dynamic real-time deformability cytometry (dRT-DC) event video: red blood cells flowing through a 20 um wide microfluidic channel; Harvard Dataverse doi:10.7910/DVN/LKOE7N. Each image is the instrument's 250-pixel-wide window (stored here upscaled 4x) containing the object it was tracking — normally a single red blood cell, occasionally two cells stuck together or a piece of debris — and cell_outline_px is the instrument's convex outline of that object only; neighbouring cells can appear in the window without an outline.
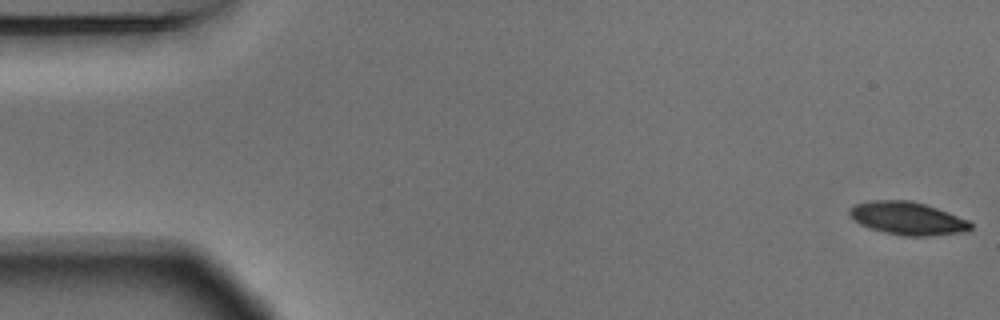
{"species": "Egyptian fruit bat (a non-hibernating species)", "species_latin": "Rousettus aegyptiacus", "temperature_condition": "warm", "stored_images_in_passage": 55, "camera_frame_rate_fps": 3000, "um_per_image_px": 0.085, "animal": {"sex": "male"}, "frame": {"image": 1, "passage_image": 1, "time_ms": 0.0, "image_size_px": [1000, 320], "cell_outline_px": [[972, 228], [968, 232], [932, 236], [908, 236], [884, 232], [868, 228], [860, 224], [848, 212], [848, 208], [856, 204], [872, 200], [908, 200], [924, 204], [948, 212], [968, 220], [972, 224]], "centroid_in_image_um": [77.17, 18.57], "position_along_channel_um": 7.8, "area_um2": 23.24}}
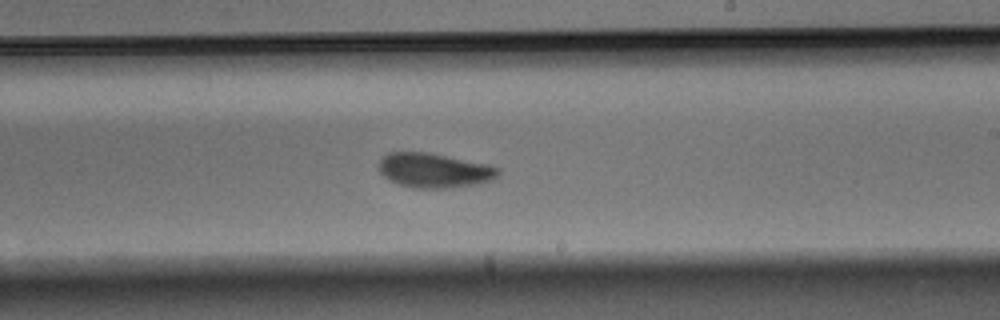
{"frame": {"image": 2, "passage_image": 32, "time_ms": 10.333, "image_size_px": [1000, 320], "cell_outline_px": [[500, 172], [492, 180], [480, 184], [452, 188], [412, 188], [400, 184], [384, 176], [376, 168], [376, 164], [388, 152], [424, 152], [484, 164], [500, 168]], "centroid_in_image_um": [36.87, 14.5], "position_along_channel_um": 252.1, "area_um2": 23.87}}
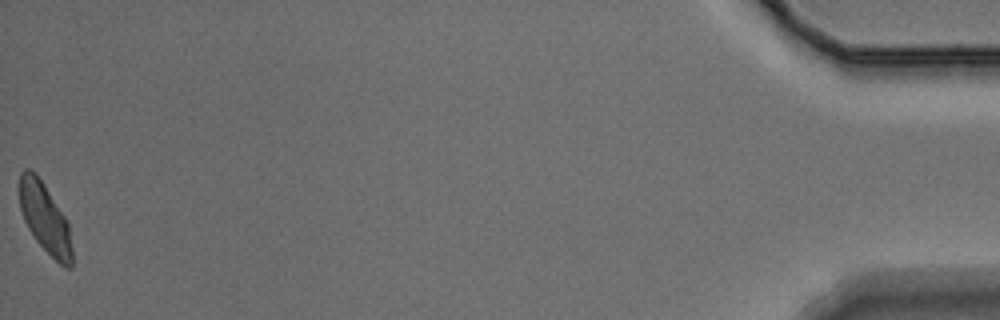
{"frame": {"image": 3, "passage_image": 55, "time_ms": 18.0, "image_size_px": [1000, 320], "cell_outline_px": [[72, 268], [64, 268], [36, 240], [28, 228], [24, 220], [20, 208], [20, 172], [24, 168], [28, 168], [36, 172], [44, 184], [64, 216], [68, 224], [72, 248]], "centroid_in_image_um": [3.82, 18.53], "position_along_channel_um": 431.4, "area_um2": 21.1}, "authors_computed_cell_mechanics": {"area_um2": 23.5246, "velocity_mm_per_s": 3.6545, "shape_relaxation_time_tau1_ms": 2.9698, "shape_relaxation_time_tau2_ms": 2.4205, "deformation_change_tau1": 0.1235, "deformation_change_tau2": 0.067}}